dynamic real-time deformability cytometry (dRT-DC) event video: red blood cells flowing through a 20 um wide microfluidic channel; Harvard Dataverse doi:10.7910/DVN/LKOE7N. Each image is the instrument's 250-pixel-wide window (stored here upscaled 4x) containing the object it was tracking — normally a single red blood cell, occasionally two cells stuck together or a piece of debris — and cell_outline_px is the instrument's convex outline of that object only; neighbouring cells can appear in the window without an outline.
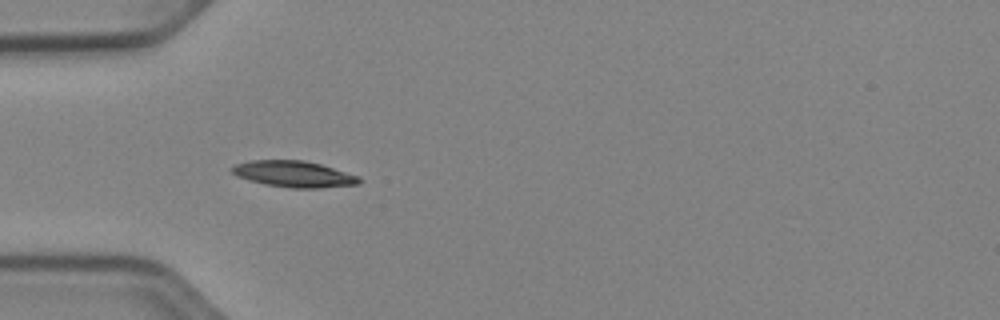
{"species": "Egyptian fruit bat (a non-hibernating species)", "species_latin": "Rousettus aegyptiacus", "temperature_condition": "cold", "stored_images_in_passage": 37, "camera_frame_rate_fps": 3000, "um_per_image_px": 0.085, "animal": {"sex": "female"}, "frame": {"image": 1, "passage_image": 1, "time_ms": 0.0, "image_size_px": [1000, 320], "cell_outline_px": [[364, 180], [360, 184], [320, 188], [292, 188], [264, 184], [248, 180], [236, 176], [228, 168], [236, 164], [248, 160], [304, 160], [320, 164], [360, 176]], "centroid_in_image_um": [24.98, 14.79], "position_along_channel_um": 60.0, "area_um2": 19.71}}
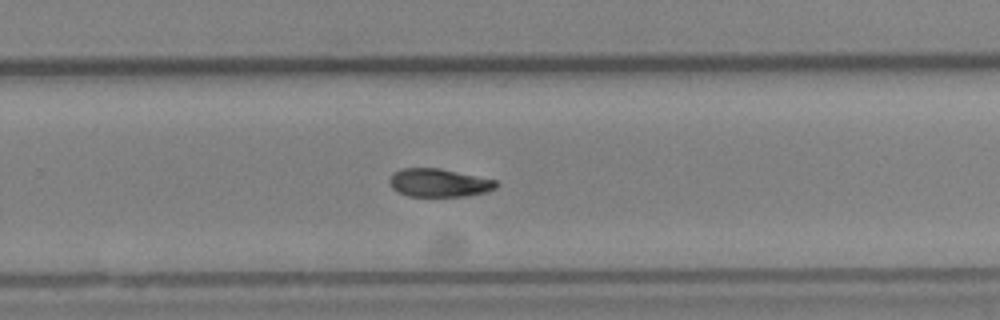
{"frame": {"image": 2, "passage_image": 19, "time_ms": 6.0, "image_size_px": [1000, 320], "cell_outline_px": [[500, 184], [496, 188], [484, 192], [468, 196], [408, 196], [396, 192], [388, 184], [388, 180], [392, 172], [400, 168], [440, 168], [496, 180]], "centroid_in_image_um": [37.26, 15.53], "position_along_channel_um": 292.5, "area_um2": 17.8}}
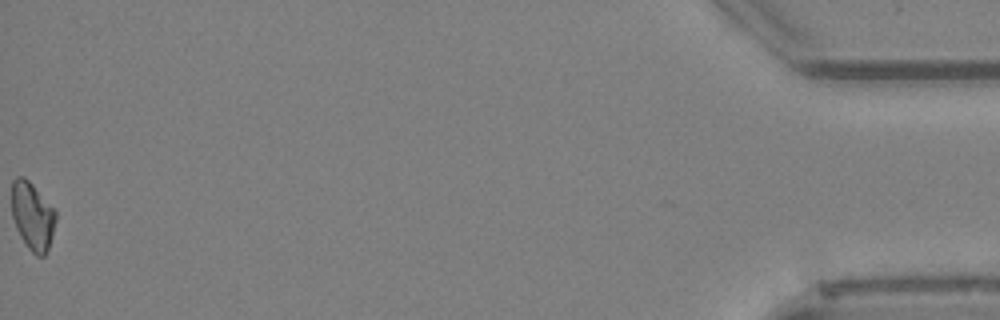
{"frame": {"image": 3, "passage_image": 37, "time_ms": 12.0, "image_size_px": [1000, 320], "cell_outline_px": [[56, 220], [48, 252], [44, 256], [36, 256], [28, 248], [20, 236], [16, 228], [12, 216], [12, 180], [16, 176], [24, 176], [32, 184], [56, 212]], "centroid_in_image_um": [2.75, 18.38], "position_along_channel_um": 432.4, "area_um2": 17.4}, "authors_computed_cell_mechanics": {"area_um2": 18.0914, "velocity_mm_per_s": 3.9604, "shape_relaxation_time_tau1_ms": 5.5501, "shape_relaxation_time_tau2_ms": null, "deformation_change_tau1": 0.1211, "deformation_change_tau2": null}}